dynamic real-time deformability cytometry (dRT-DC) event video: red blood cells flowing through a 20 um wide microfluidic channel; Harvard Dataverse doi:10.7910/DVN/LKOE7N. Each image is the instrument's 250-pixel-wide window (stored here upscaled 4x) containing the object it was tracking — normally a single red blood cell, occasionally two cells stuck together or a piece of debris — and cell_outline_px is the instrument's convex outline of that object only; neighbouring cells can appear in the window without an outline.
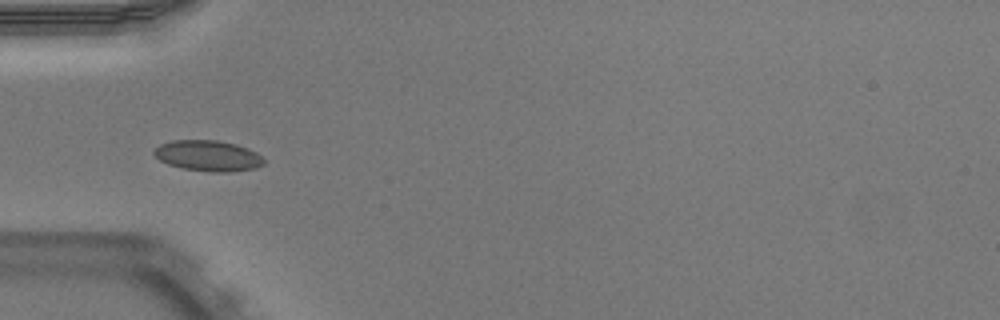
{"species": "Egyptian fruit bat (a non-hibernating species)", "species_latin": "Rousettus aegyptiacus", "temperature_condition": "warm", "stored_images_in_passage": 36, "camera_frame_rate_fps": 3000, "um_per_image_px": 0.085, "animal": {"sex": "male"}, "frame": {"image": 1, "passage_image": 1, "time_ms": 0.0, "image_size_px": [1000, 320], "cell_outline_px": [[264, 164], [256, 168], [232, 172], [212, 172], [184, 168], [168, 164], [160, 160], [152, 152], [160, 144], [172, 140], [216, 140], [236, 144], [248, 148], [256, 152], [264, 160]], "centroid_in_image_um": [17.7, 13.24], "position_along_channel_um": 67.3, "area_um2": 19.65}}
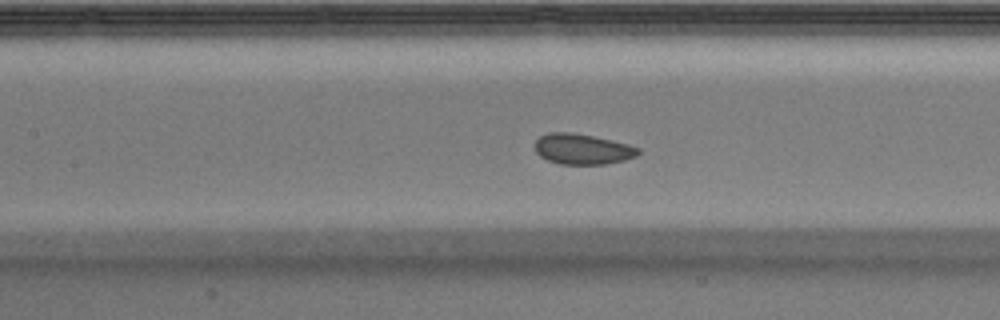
{"frame": {"image": 2, "passage_image": 8, "time_ms": 2.333, "image_size_px": [1000, 320], "cell_outline_px": [[640, 152], [636, 156], [624, 160], [604, 164], [560, 164], [548, 160], [540, 156], [536, 152], [536, 140], [540, 136], [548, 132], [572, 132], [592, 136], [628, 144], [640, 148]], "centroid_in_image_um": [49.5, 12.67], "position_along_channel_um": 157.9, "area_um2": 18.26}}
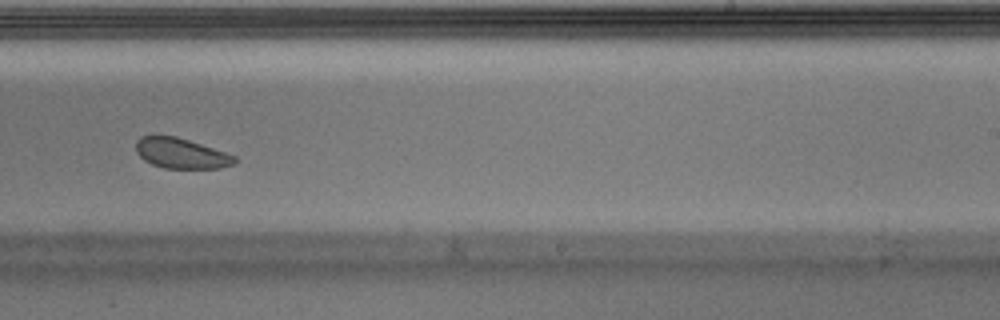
{"frame": {"image": 3, "passage_image": 17, "time_ms": 5.333, "image_size_px": [1000, 320], "cell_outline_px": [[236, 164], [220, 168], [164, 168], [152, 164], [144, 160], [136, 152], [136, 140], [140, 136], [156, 132], [176, 136], [236, 156]], "centroid_in_image_um": [15.32, 12.99], "position_along_channel_um": 273.7, "area_um2": 17.8}, "authors_computed_cell_mechanics": {"area_um2": 18.8717, "velocity_mm_per_s": 3.8693, "shape_relaxation_time_tau1_ms": 1.2019, "shape_relaxation_time_tau2_ms": null, "deformation_change_tau1": 0.0381, "deformation_change_tau2": null}}